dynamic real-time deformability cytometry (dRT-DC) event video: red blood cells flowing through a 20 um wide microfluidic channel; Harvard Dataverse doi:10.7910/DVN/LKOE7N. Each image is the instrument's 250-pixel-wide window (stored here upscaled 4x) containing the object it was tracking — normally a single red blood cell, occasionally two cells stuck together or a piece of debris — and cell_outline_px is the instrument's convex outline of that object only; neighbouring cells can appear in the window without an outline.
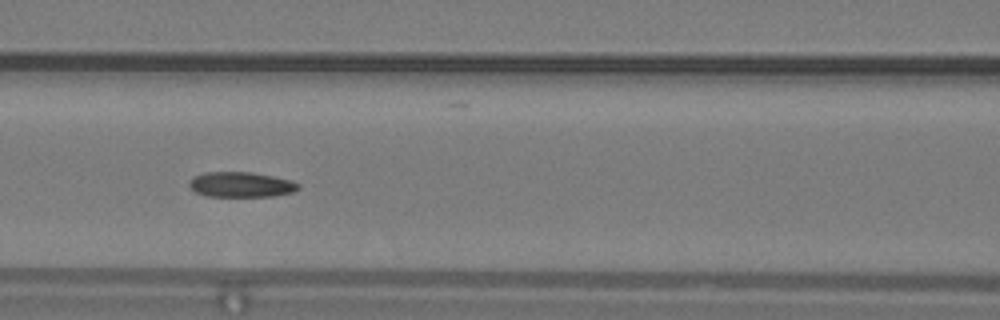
{"species": "common noctule bat (a hibernating species)", "species_latin": "Nyctalus noctula", "temperature_condition": "warm", "stored_images_in_passage": 37, "camera_frame_rate_fps": 3000, "um_per_image_px": 0.085, "animal": {"sex": "male", "body_mass_g": 19.2, "forearm_length_mm": 51.8}, "frame": {"image": 1, "passage_image": 11, "time_ms": 3.333, "image_size_px": [1000, 320], "cell_outline_px": [[300, 188], [292, 192], [272, 196], [208, 196], [196, 192], [188, 184], [188, 180], [192, 176], [204, 172], [252, 172], [272, 176], [288, 180], [300, 184]], "centroid_in_image_um": [20.44, 15.68], "position_along_channel_um": 146.2, "area_um2": 15.95}}
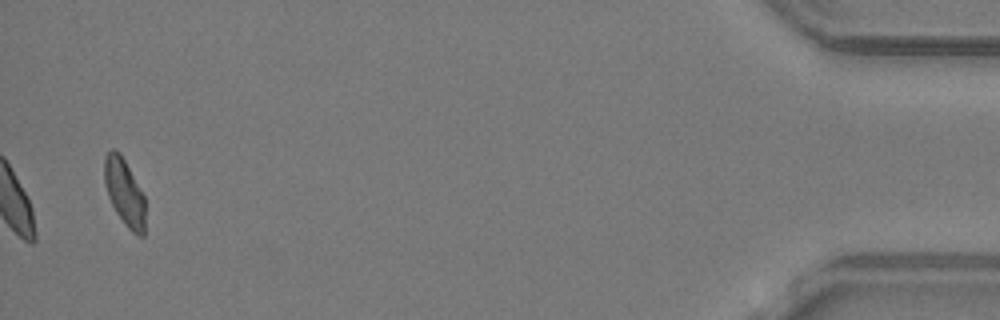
{"frame": {"image": 2, "passage_image": 37, "time_ms": 12.0, "image_size_px": [1000, 320], "cell_outline_px": [[144, 236], [136, 236], [124, 224], [116, 212], [108, 196], [104, 184], [104, 156], [112, 148], [120, 152], [144, 196]], "centroid_in_image_um": [10.56, 16.34], "position_along_channel_um": 424.6, "area_um2": 15.84}, "authors_computed_cell_mechanics": {"area_um2": 16.473, "velocity_mm_per_s": 4.2121, "shape_relaxation_time_tau1_ms": 11.1956, "shape_relaxation_time_tau2_ms": 5.1392, "deformation_change_tau1": 0.2074, "deformation_change_tau2": 0.126}}